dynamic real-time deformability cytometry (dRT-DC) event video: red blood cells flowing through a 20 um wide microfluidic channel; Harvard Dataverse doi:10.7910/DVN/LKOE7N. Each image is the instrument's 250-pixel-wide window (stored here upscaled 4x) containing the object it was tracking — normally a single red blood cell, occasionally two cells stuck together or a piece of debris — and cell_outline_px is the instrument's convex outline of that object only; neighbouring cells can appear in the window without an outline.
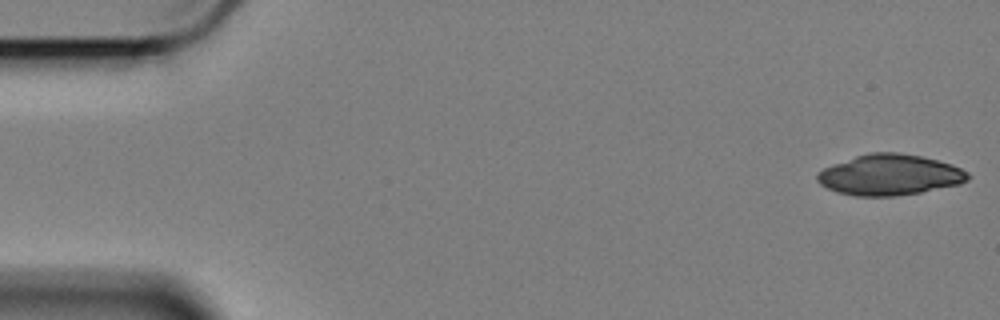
{"species": "Egyptian fruit bat (a non-hibernating species)", "species_latin": "Rousettus aegyptiacus", "temperature_condition": "cold", "stored_images_in_passage": 57, "camera_frame_rate_fps": 3000, "um_per_image_px": 0.085, "animal": {"sex": "female"}, "frame": {"image": 1, "passage_image": 1, "time_ms": 0.0, "image_size_px": [1000, 320], "cell_outline_px": [[972, 176], [968, 180], [960, 184], [920, 192], [896, 196], [856, 196], [836, 192], [820, 184], [816, 180], [816, 172], [832, 164], [868, 152], [900, 152], [920, 156], [952, 164], [968, 172]], "centroid_in_image_um": [75.61, 14.86], "position_along_channel_um": 9.4, "area_um2": 35.95}}